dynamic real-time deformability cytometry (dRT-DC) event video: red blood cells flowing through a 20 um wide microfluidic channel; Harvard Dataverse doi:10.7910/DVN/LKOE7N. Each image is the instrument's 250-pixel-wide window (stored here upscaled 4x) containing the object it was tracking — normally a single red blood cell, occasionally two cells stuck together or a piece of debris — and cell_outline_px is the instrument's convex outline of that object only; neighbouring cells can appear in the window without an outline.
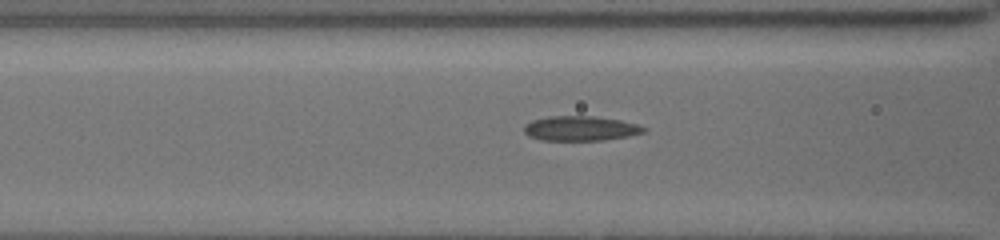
{"species": "common noctule bat (a hibernating species)", "species_latin": "Nyctalus noctula", "temperature_condition": "cold", "stored_images_in_passage": 25, "camera_frame_rate_fps": 3000, "um_per_image_px": 0.085, "animal": {"sex": "female", "body_mass_g": 19.5, "forearm_length_mm": 54.1}, "frame": {"image": 1, "passage_image": 11, "time_ms": 1.333, "image_size_px": [1000, 240], "cell_outline_px": [[648, 128], [644, 132], [628, 136], [604, 140], [540, 140], [528, 136], [524, 132], [524, 124], [532, 120], [548, 116], [596, 116], [620, 120], [636, 124]], "centroid_in_image_um": [49.32, 10.91], "position_along_channel_um": 117.3, "area_um2": 17.34}}
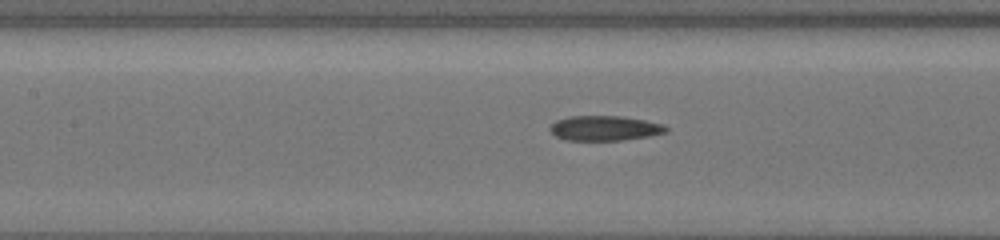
{"frame": {"image": 2, "passage_image": 17, "time_ms": 2.333, "image_size_px": [1000, 240], "cell_outline_px": [[668, 128], [664, 132], [648, 136], [620, 140], [564, 140], [556, 136], [552, 132], [552, 124], [556, 120], [572, 116], [624, 116], [644, 120], [660, 124]], "centroid_in_image_um": [51.37, 10.89], "position_along_channel_um": 156.0, "area_um2": 16.47}}
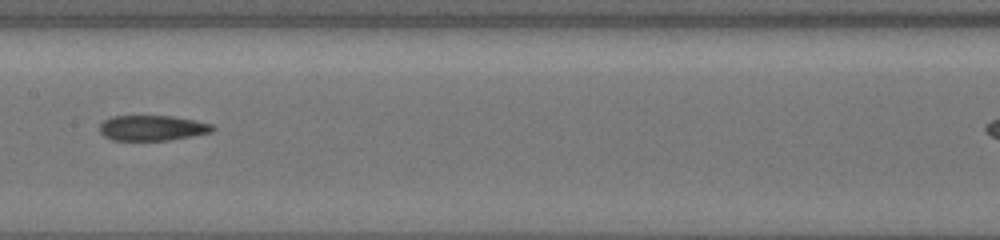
{"frame": {"image": 3, "passage_image": 24, "time_ms": 3.333, "image_size_px": [1000, 240], "cell_outline_px": [[216, 128], [212, 132], [192, 136], [168, 140], [112, 140], [104, 136], [100, 132], [100, 124], [104, 120], [112, 116], [172, 116], [196, 120], [212, 124]], "centroid_in_image_um": [12.96, 10.87], "position_along_channel_um": 194.4, "area_um2": 16.7}}